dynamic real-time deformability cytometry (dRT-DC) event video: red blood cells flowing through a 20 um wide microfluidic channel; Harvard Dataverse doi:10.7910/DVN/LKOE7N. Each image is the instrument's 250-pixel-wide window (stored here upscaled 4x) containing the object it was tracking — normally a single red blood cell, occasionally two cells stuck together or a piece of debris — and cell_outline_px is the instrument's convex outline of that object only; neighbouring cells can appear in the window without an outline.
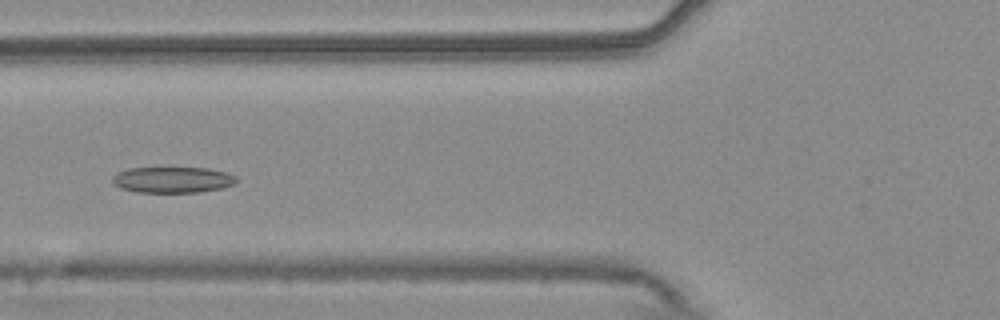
{"species": "common noctule bat (a hibernating species)", "species_latin": "Nyctalus noctula", "temperature_condition": "warm", "stored_images_in_passage": 39, "camera_frame_rate_fps": 3000, "um_per_image_px": 0.085, "animal": {"sex": "male", "body_mass_g": 20.4}, "frame": {"image": 1, "passage_image": 6, "time_ms": 1.667, "image_size_px": [1000, 320], "cell_outline_px": [[236, 184], [224, 188], [200, 192], [136, 192], [120, 188], [112, 184], [112, 176], [116, 172], [128, 168], [208, 168], [228, 172], [236, 176]], "centroid_in_image_um": [14.67, 15.28], "position_along_channel_um": 111.1, "area_um2": 19.07}}
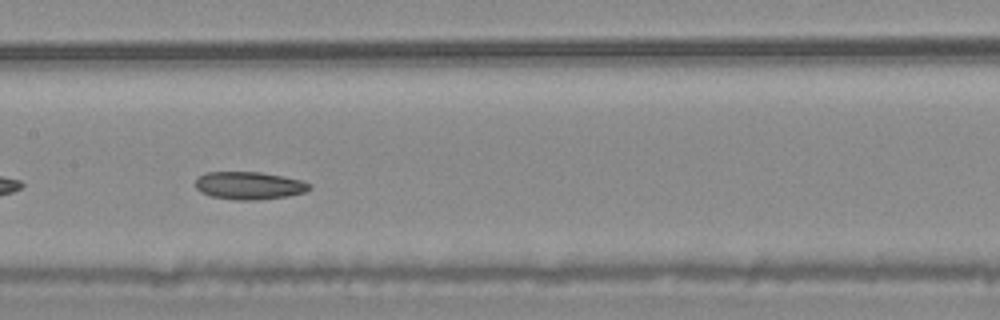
{"frame": {"image": 2, "passage_image": 12, "time_ms": 3.667, "image_size_px": [1000, 320], "cell_outline_px": [[312, 188], [304, 192], [288, 196], [256, 200], [240, 200], [212, 196], [200, 192], [196, 188], [196, 180], [204, 172], [260, 172], [284, 176], [304, 180], [312, 184]], "centroid_in_image_um": [21.23, 15.76], "position_along_channel_um": 186.2, "area_um2": 18.5}}
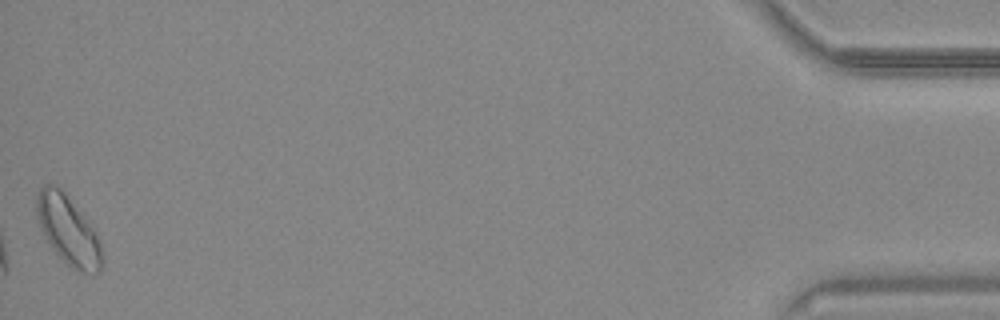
{"frame": {"image": 3, "passage_image": 39, "time_ms": 12.667, "image_size_px": [1000, 320], "cell_outline_px": [[104, 260], [100, 272], [76, 272], [52, 248], [44, 236], [40, 228], [36, 216], [36, 196], [40, 188], [44, 184], [56, 184], [64, 192], [92, 228], [100, 240], [104, 256]], "centroid_in_image_um": [5.79, 19.59], "position_along_channel_um": 429.4, "area_um2": 26.13}, "authors_computed_cell_mechanics": {"area_um2": 19.1318, "velocity_mm_per_s": 3.7456, "shape_relaxation_time_tau1_ms": null, "shape_relaxation_time_tau2_ms": 10.9454, "deformation_change_tau1": null, "deformation_change_tau2": 0.1392}}